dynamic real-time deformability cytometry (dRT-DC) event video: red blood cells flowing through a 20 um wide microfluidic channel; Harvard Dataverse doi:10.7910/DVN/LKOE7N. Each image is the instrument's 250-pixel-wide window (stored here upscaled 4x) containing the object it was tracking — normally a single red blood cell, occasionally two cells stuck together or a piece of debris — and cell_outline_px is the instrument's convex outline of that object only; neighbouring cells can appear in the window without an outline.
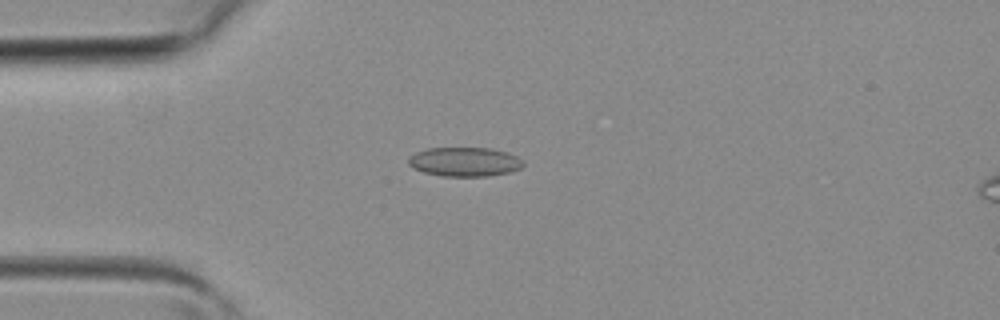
{"species": "common noctule bat (a hibernating species)", "species_latin": "Nyctalus noctula", "temperature_condition": "room temperature", "stored_images_in_passage": 1, "camera_frame_rate_fps": 3000, "um_per_image_px": 0.085, "animal": {"sex": "female", "body_mass_g": 19.3, "forearm_length_mm": 54.1}, "frame": {"image": 1, "passage_image": 1, "time_ms": 0.0, "image_size_px": [1000, 320], "cell_outline_px": [[524, 164], [520, 168], [508, 172], [488, 176], [444, 176], [424, 172], [412, 168], [408, 164], [408, 156], [416, 152], [428, 148], [492, 148], [508, 152], [524, 160]], "centroid_in_image_um": [39.48, 13.74], "position_along_channel_um": 45.5, "area_um2": 19.59}}